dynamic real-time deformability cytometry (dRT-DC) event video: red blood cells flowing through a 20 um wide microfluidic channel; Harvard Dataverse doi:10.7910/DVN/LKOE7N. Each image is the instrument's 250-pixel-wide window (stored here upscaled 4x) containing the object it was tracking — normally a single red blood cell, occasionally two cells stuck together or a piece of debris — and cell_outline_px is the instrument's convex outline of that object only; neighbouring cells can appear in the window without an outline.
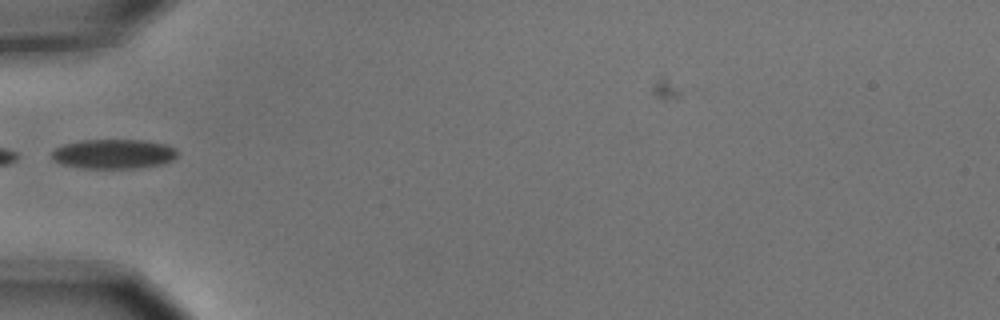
{"species": "common noctule bat (a hibernating species)", "species_latin": "Nyctalus noctula", "temperature_condition": "cold", "stored_images_in_passage": 2, "camera_frame_rate_fps": 3000, "um_per_image_px": 0.085, "animal": {"sex": "male", "body_mass_g": 15.6}, "frame": {"image": 1, "passage_image": 2, "time_ms": 0.333, "image_size_px": [1000, 320], "cell_outline_px": [[180, 152], [172, 160], [164, 164], [136, 168], [80, 168], [60, 164], [52, 160], [52, 152], [56, 148], [64, 144], [84, 140], [144, 140], [164, 144], [176, 148]], "centroid_in_image_um": [9.67, 13.09], "position_along_channel_um": 75.3, "area_um2": 21.79}}